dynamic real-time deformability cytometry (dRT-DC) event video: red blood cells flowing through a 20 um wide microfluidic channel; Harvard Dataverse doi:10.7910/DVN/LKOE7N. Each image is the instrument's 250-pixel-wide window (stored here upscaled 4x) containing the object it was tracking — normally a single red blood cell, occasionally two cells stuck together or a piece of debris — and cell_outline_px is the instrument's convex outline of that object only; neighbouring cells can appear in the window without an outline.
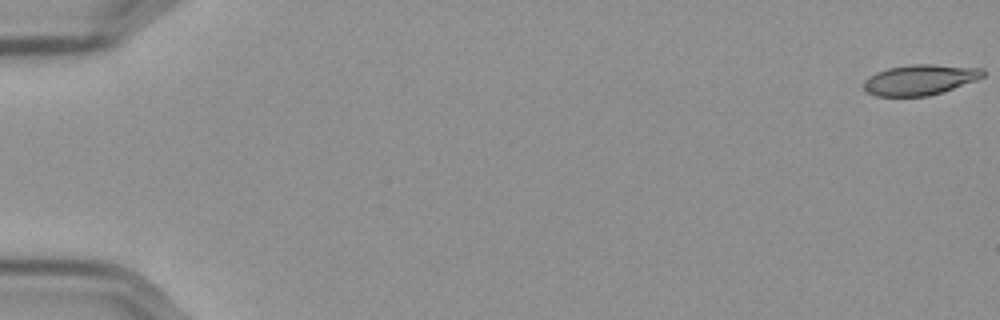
{"species": "Egyptian fruit bat (a non-hibernating species)", "species_latin": "Rousettus aegyptiacus", "temperature_condition": "cold", "stored_images_in_passage": 9, "camera_frame_rate_fps": 3000, "um_per_image_px": 0.085, "frame": {"image": 1, "passage_image": 1, "time_ms": 0.0, "image_size_px": [1000, 320], "cell_outline_px": [[984, 76], [976, 80], [928, 96], [876, 96], [868, 92], [864, 88], [864, 80], [868, 76], [876, 72], [888, 68], [908, 64], [932, 64], [984, 68]], "centroid_in_image_um": [78.18, 6.76], "position_along_channel_um": 6.8, "area_um2": 21.1}}